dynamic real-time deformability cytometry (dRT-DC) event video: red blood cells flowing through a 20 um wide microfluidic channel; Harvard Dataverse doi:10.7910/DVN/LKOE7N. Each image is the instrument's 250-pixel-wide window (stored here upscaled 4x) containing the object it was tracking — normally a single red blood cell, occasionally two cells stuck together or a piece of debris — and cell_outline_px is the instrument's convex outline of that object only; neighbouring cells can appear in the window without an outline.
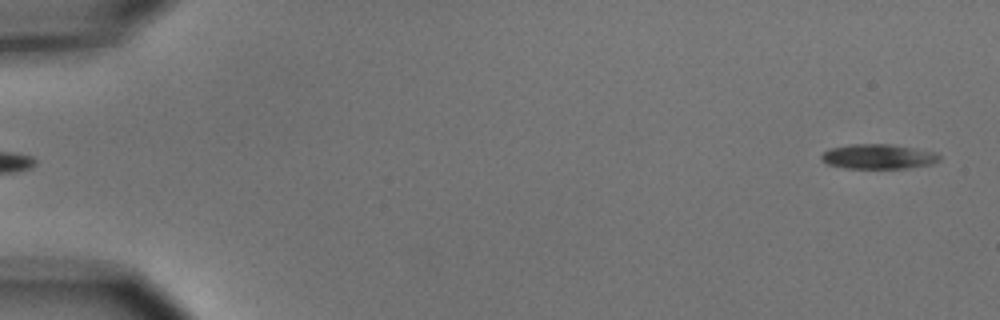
{"species": "common noctule bat (a hibernating species)", "species_latin": "Nyctalus noctula", "temperature_condition": "cold", "stored_images_in_passage": 5, "segment_of_instrument_passage": [2, 2], "camera_frame_rate_fps": 3000, "um_per_image_px": 0.085, "animal": {"sex": "male", "body_mass_g": 15.6}, "frame": {"image": 1, "passage_image": 5, "time_ms": 5.667, "image_size_px": [1000, 320], "cell_outline_px": [[940, 160], [932, 164], [908, 168], [844, 168], [828, 164], [820, 160], [820, 156], [828, 148], [848, 144], [892, 144], [916, 148], [936, 152], [940, 156]], "centroid_in_image_um": [74.64, 13.3], "position_along_channel_um": 10.4, "area_um2": 17.28}}